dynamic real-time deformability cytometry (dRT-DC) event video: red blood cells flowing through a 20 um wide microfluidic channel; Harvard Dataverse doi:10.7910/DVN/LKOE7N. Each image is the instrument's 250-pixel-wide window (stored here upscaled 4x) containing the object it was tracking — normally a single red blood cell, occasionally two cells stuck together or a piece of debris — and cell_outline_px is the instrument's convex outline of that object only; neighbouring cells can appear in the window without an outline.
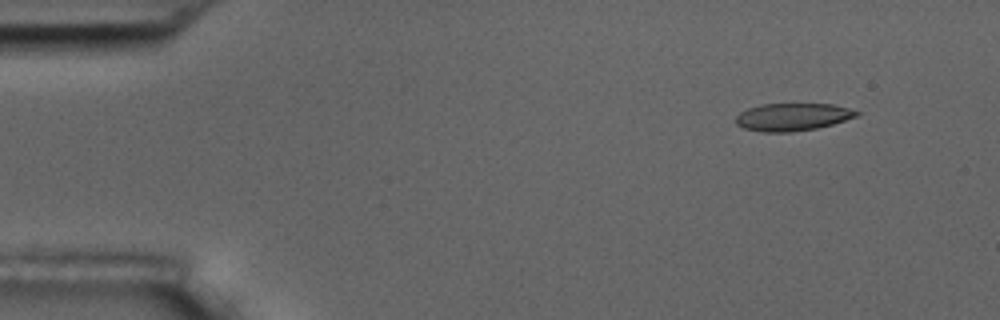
{"species": "common noctule bat (a hibernating species)", "species_latin": "Nyctalus noctula", "temperature_condition": "room temperature", "stored_images_in_passage": 5, "camera_frame_rate_fps": 3000, "um_per_image_px": 0.085, "animal": {"sex": "male", "body_mass_g": 17.5, "forearm_length_mm": 52.3}, "frame": {"image": 1, "passage_image": 2, "time_ms": 1.0, "image_size_px": [1000, 320], "cell_outline_px": [[860, 112], [856, 116], [832, 124], [816, 128], [792, 132], [760, 132], [744, 128], [736, 124], [736, 116], [740, 112], [748, 108], [760, 104], [832, 104], [848, 108]], "centroid_in_image_um": [67.32, 9.94], "position_along_channel_um": 17.7, "area_um2": 19.31}}
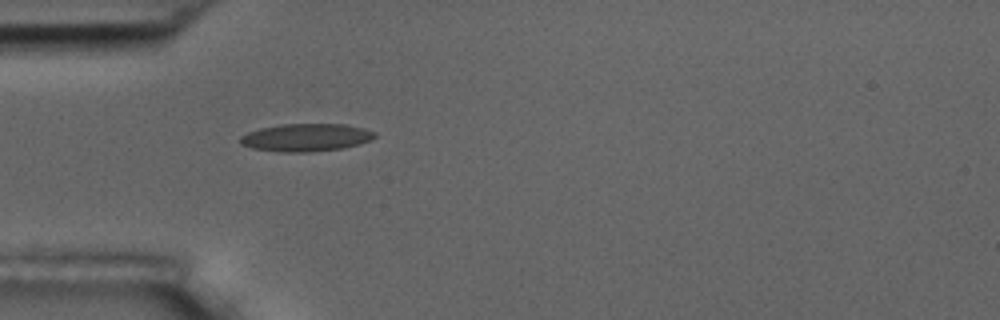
{"frame": {"image": 2, "passage_image": 5, "time_ms": 4.667, "image_size_px": [1000, 320], "cell_outline_px": [[376, 136], [372, 140], [360, 144], [340, 148], [308, 152], [280, 152], [252, 148], [240, 144], [240, 136], [248, 132], [260, 128], [280, 124], [344, 124], [364, 128], [376, 132]], "centroid_in_image_um": [26.01, 11.68], "position_along_channel_um": 59.0, "area_um2": 21.79}}